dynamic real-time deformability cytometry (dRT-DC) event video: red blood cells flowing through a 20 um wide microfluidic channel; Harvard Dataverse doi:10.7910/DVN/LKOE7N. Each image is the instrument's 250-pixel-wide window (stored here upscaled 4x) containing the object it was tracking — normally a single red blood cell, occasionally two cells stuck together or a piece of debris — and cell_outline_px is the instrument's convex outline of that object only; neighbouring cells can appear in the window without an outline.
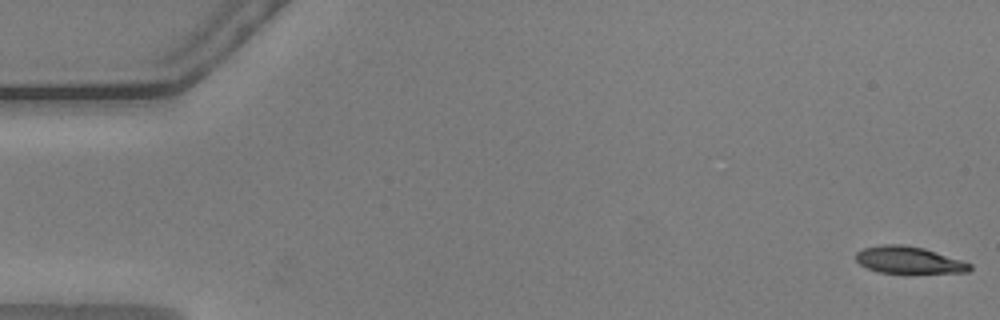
{"species": "common noctule bat (a hibernating species)", "species_latin": "Nyctalus noctula", "temperature_condition": "warm", "stored_images_in_passage": 56, "camera_frame_rate_fps": 3000, "um_per_image_px": 0.085, "animal": {"sex": "male", "body_mass_g": 20.5, "forearm_length_mm": 52.5}, "frame": {"image": 1, "passage_image": 1, "time_ms": 0.0, "image_size_px": [1000, 320], "cell_outline_px": [[972, 268], [968, 272], [880, 272], [868, 268], [860, 264], [856, 260], [856, 252], [864, 248], [884, 244], [904, 244], [924, 248], [972, 264]], "centroid_in_image_um": [77.23, 22.08], "position_along_channel_um": 7.8, "area_um2": 17.51}}
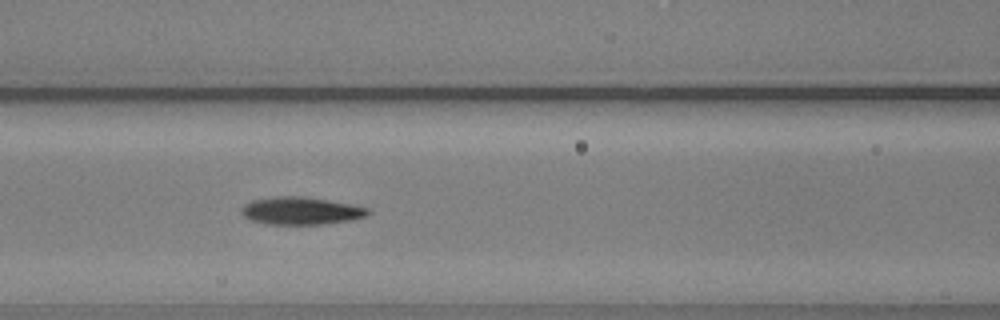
{"frame": {"image": 2, "passage_image": 24, "time_ms": 7.667, "image_size_px": [1000, 320], "cell_outline_px": [[372, 212], [368, 216], [352, 220], [324, 224], [264, 224], [252, 220], [244, 216], [240, 212], [240, 208], [244, 204], [252, 200], [276, 196], [300, 196], [328, 200], [368, 208]], "centroid_in_image_um": [25.57, 17.92], "position_along_channel_um": 141.0, "area_um2": 20.4}}
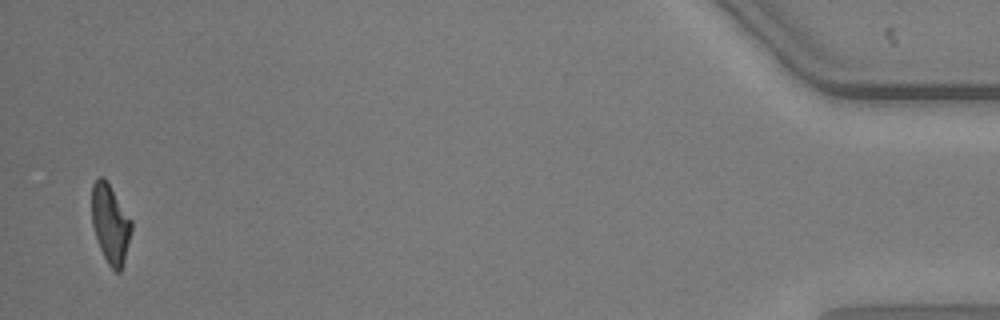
{"frame": {"image": 3, "passage_image": 55, "time_ms": 18.0, "image_size_px": [1000, 320], "cell_outline_px": [[132, 228], [124, 260], [120, 272], [116, 272], [108, 264], [100, 248], [92, 224], [92, 184], [100, 176], [104, 176], [132, 220]], "centroid_in_image_um": [9.38, 19.0], "position_along_channel_um": 425.8, "area_um2": 18.03}, "authors_computed_cell_mechanics": {"area_um2": 19.7676, "velocity_mm_per_s": 3.6022, "shape_relaxation_time_tau1_ms": 5.0826, "shape_relaxation_time_tau2_ms": 2.7771, "deformation_change_tau1": 0.1906, "deformation_change_tau2": 0.105}}